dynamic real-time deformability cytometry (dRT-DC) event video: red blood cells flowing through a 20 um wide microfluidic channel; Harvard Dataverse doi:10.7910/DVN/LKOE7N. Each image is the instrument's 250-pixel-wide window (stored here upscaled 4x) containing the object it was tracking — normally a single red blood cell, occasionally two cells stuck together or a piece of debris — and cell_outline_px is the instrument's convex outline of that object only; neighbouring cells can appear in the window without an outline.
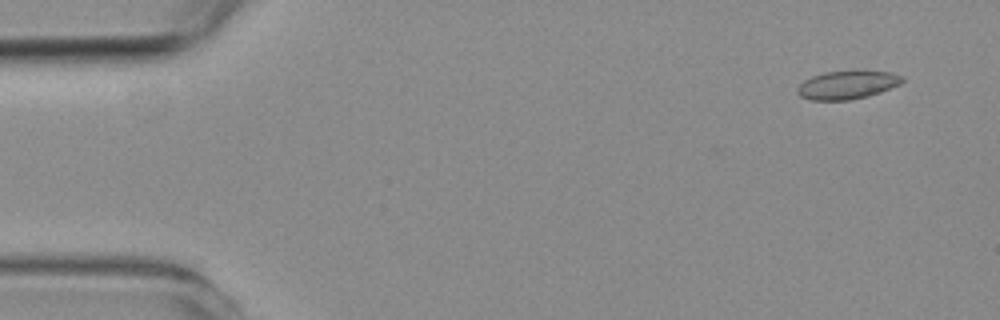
{"species": "common noctule bat (a hibernating species)", "species_latin": "Nyctalus noctula", "temperature_condition": "room temperature", "stored_images_in_passage": 15, "camera_frame_rate_fps": 3000, "um_per_image_px": 0.085, "animal": {"sex": "female", "body_mass_g": 19.3, "forearm_length_mm": 54.1}, "frame": {"image": 1, "passage_image": 1, "time_ms": 0.0, "image_size_px": [1000, 320], "cell_outline_px": [[904, 80], [900, 84], [880, 92], [868, 96], [848, 100], [812, 100], [800, 96], [796, 92], [796, 88], [804, 80], [812, 76], [824, 72], [892, 72], [904, 76]], "centroid_in_image_um": [72.0, 7.23], "position_along_channel_um": 13.0, "area_um2": 17.05}}
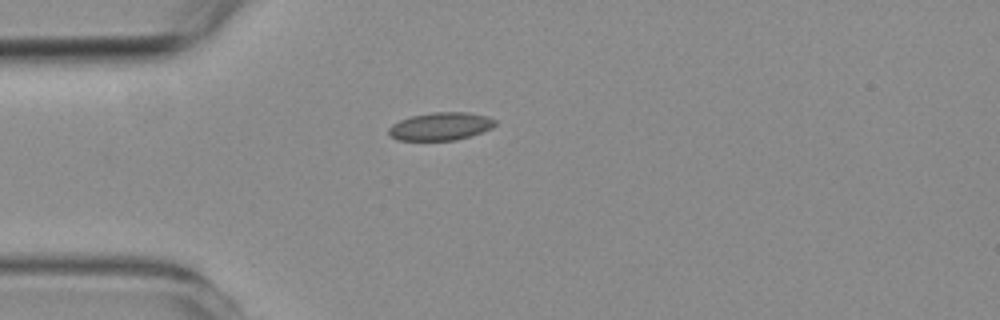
{"frame": {"image": 2, "passage_image": 12, "time_ms": 3.667, "image_size_px": [1000, 320], "cell_outline_px": [[496, 124], [492, 128], [472, 136], [456, 140], [396, 140], [388, 132], [388, 128], [392, 124], [400, 120], [412, 116], [432, 112], [468, 112], [488, 116], [496, 120]], "centroid_in_image_um": [37.48, 10.74], "position_along_channel_um": 47.5, "area_um2": 17.4}}